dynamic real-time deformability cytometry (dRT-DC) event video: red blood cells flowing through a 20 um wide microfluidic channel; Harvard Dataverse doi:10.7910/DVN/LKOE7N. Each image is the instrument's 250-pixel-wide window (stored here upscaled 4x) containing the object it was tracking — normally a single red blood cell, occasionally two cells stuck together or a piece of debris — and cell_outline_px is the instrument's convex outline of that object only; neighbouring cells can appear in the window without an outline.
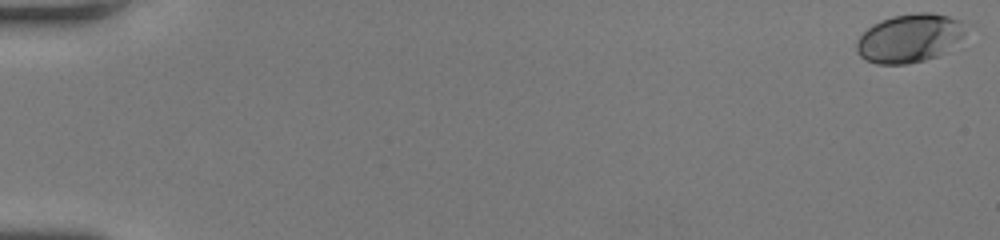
{"species": "human", "species_latin": "Homo sapiens", "temperature_condition": "room temperature", "stored_images_in_passage": 51, "camera_frame_rate_fps": 3000, "um_per_image_px": 0.085, "donor": {"sex": "female"}, "frame": {"image": 1, "passage_image": 1, "time_ms": 0.0, "image_size_px": [1000, 240], "cell_outline_px": [[972, 24], [964, 36], [944, 52], [936, 56], [924, 60], [908, 64], [876, 64], [864, 60], [856, 52], [856, 40], [868, 28], [880, 20], [892, 16], [912, 12], [932, 12], [948, 16]], "centroid_in_image_um": [77.34, 3.22], "position_along_channel_um": 7.7, "area_um2": 31.39}}
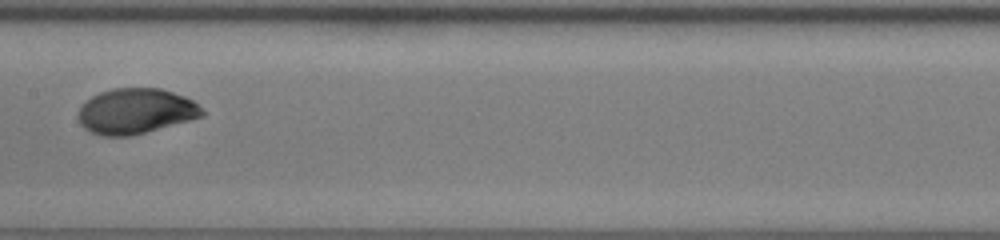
{"frame": {"image": 2, "passage_image": 28, "time_ms": 9.0, "image_size_px": [1000, 240], "cell_outline_px": [[204, 116], [132, 136], [100, 136], [88, 132], [80, 124], [80, 108], [92, 96], [100, 92], [112, 88], [160, 88], [184, 96], [192, 100], [204, 112]], "centroid_in_image_um": [11.53, 9.46], "position_along_channel_um": 195.9, "area_um2": 32.6}}
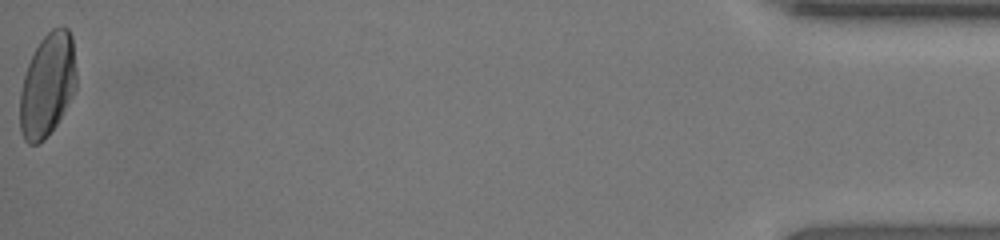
{"frame": {"image": 3, "passage_image": 51, "time_ms": 16.667, "image_size_px": [1000, 240], "cell_outline_px": [[76, 92], [64, 112], [56, 124], [44, 140], [36, 144], [28, 144], [24, 140], [20, 132], [20, 92], [24, 76], [28, 64], [40, 40], [52, 28], [68, 28], [72, 36], [76, 68]], "centroid_in_image_um": [4.04, 7.25], "position_along_channel_um": 431.2, "area_um2": 34.1}, "authors_computed_cell_mechanics": {"area_um2": 32.4258, "velocity_mm_per_s": 4.2831, "shape_relaxation_time_tau1_ms": 3.2985, "shape_relaxation_time_tau2_ms": null, "deformation_change_tau1": 0.1641, "deformation_change_tau2": null}}